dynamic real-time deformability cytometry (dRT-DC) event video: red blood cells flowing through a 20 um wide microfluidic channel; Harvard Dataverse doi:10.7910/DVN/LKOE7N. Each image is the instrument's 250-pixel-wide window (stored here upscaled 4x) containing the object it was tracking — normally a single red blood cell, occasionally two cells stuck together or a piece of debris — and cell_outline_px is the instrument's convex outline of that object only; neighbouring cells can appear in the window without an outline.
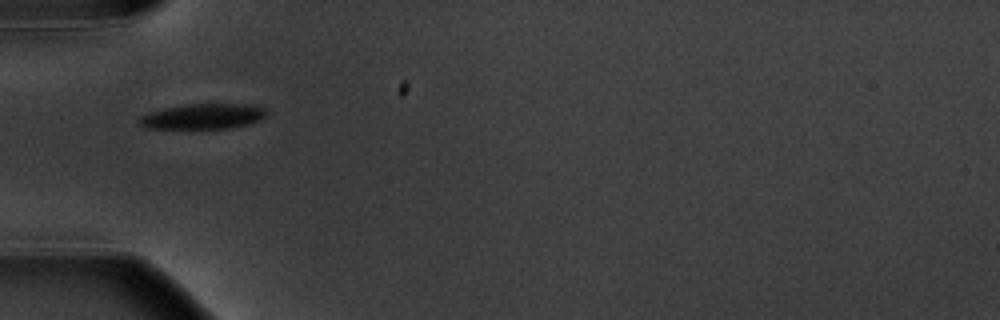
{"species": "common noctule bat (a hibernating species)", "species_latin": "Nyctalus noctula", "temperature_condition": "warm", "stored_images_in_passage": 3, "camera_frame_rate_fps": 3000, "um_per_image_px": 0.085, "animal": {"sex": "male", "body_mass_g": 20.1, "forearm_length_mm": 53.5}, "frame": {"image": 1, "passage_image": 1, "time_ms": 0.0, "image_size_px": [1000, 320], "cell_outline_px": [[268, 116], [260, 120], [248, 124], [228, 128], [144, 128], [136, 124], [136, 120], [140, 116], [148, 112], [164, 108], [184, 104], [252, 104], [264, 108], [268, 112]], "centroid_in_image_um": [17.23, 9.89], "position_along_channel_um": 67.8, "area_um2": 19.07}}
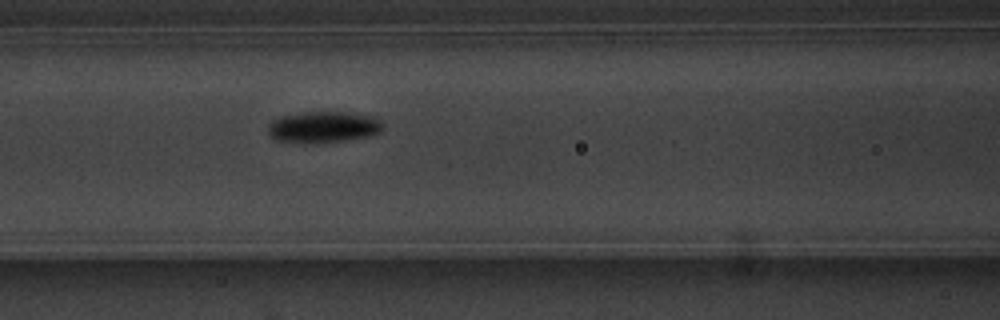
{"frame": {"image": 2, "passage_image": 3, "time_ms": 2.0, "image_size_px": [1000, 320], "cell_outline_px": [[384, 128], [380, 132], [368, 136], [344, 140], [316, 144], [276, 140], [268, 132], [268, 124], [272, 120], [280, 116], [300, 112], [344, 112], [372, 116], [380, 120], [384, 124]], "centroid_in_image_um": [27.48, 10.8], "position_along_channel_um": 139.1, "area_um2": 21.1}}